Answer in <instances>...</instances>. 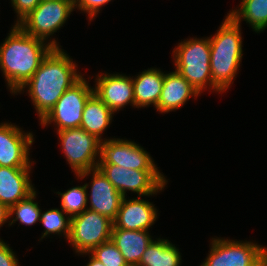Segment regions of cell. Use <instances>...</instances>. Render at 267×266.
<instances>
[{"instance_id": "cell-30", "label": "cell", "mask_w": 267, "mask_h": 266, "mask_svg": "<svg viewBox=\"0 0 267 266\" xmlns=\"http://www.w3.org/2000/svg\"><path fill=\"white\" fill-rule=\"evenodd\" d=\"M10 218V208L0 202V227Z\"/></svg>"}, {"instance_id": "cell-14", "label": "cell", "mask_w": 267, "mask_h": 266, "mask_svg": "<svg viewBox=\"0 0 267 266\" xmlns=\"http://www.w3.org/2000/svg\"><path fill=\"white\" fill-rule=\"evenodd\" d=\"M94 94L114 113L125 105L134 107V89L131 76L122 74L97 75Z\"/></svg>"}, {"instance_id": "cell-11", "label": "cell", "mask_w": 267, "mask_h": 266, "mask_svg": "<svg viewBox=\"0 0 267 266\" xmlns=\"http://www.w3.org/2000/svg\"><path fill=\"white\" fill-rule=\"evenodd\" d=\"M98 164H114L134 170H158L150 154L139 144L123 139H105L101 142Z\"/></svg>"}, {"instance_id": "cell-8", "label": "cell", "mask_w": 267, "mask_h": 266, "mask_svg": "<svg viewBox=\"0 0 267 266\" xmlns=\"http://www.w3.org/2000/svg\"><path fill=\"white\" fill-rule=\"evenodd\" d=\"M93 93V88L82 76L63 93L40 124L46 126L55 122L57 131L80 127L85 104Z\"/></svg>"}, {"instance_id": "cell-29", "label": "cell", "mask_w": 267, "mask_h": 266, "mask_svg": "<svg viewBox=\"0 0 267 266\" xmlns=\"http://www.w3.org/2000/svg\"><path fill=\"white\" fill-rule=\"evenodd\" d=\"M0 266H19L18 259L12 249L0 239Z\"/></svg>"}, {"instance_id": "cell-26", "label": "cell", "mask_w": 267, "mask_h": 266, "mask_svg": "<svg viewBox=\"0 0 267 266\" xmlns=\"http://www.w3.org/2000/svg\"><path fill=\"white\" fill-rule=\"evenodd\" d=\"M90 254L98 259L104 266H128L121 251L111 240L95 247Z\"/></svg>"}, {"instance_id": "cell-28", "label": "cell", "mask_w": 267, "mask_h": 266, "mask_svg": "<svg viewBox=\"0 0 267 266\" xmlns=\"http://www.w3.org/2000/svg\"><path fill=\"white\" fill-rule=\"evenodd\" d=\"M42 0H11L12 6L17 15L15 25H18L25 17H27Z\"/></svg>"}, {"instance_id": "cell-18", "label": "cell", "mask_w": 267, "mask_h": 266, "mask_svg": "<svg viewBox=\"0 0 267 266\" xmlns=\"http://www.w3.org/2000/svg\"><path fill=\"white\" fill-rule=\"evenodd\" d=\"M152 240L148 231L112 228L111 241L121 251L128 266H138Z\"/></svg>"}, {"instance_id": "cell-13", "label": "cell", "mask_w": 267, "mask_h": 266, "mask_svg": "<svg viewBox=\"0 0 267 266\" xmlns=\"http://www.w3.org/2000/svg\"><path fill=\"white\" fill-rule=\"evenodd\" d=\"M91 172L90 206L87 209L107 216L113 221L117 216L123 196L98 167L82 172L76 176L78 179H83L91 174Z\"/></svg>"}, {"instance_id": "cell-7", "label": "cell", "mask_w": 267, "mask_h": 266, "mask_svg": "<svg viewBox=\"0 0 267 266\" xmlns=\"http://www.w3.org/2000/svg\"><path fill=\"white\" fill-rule=\"evenodd\" d=\"M68 164L76 175L98 167L101 141L83 128L57 131ZM96 160V161H95Z\"/></svg>"}, {"instance_id": "cell-25", "label": "cell", "mask_w": 267, "mask_h": 266, "mask_svg": "<svg viewBox=\"0 0 267 266\" xmlns=\"http://www.w3.org/2000/svg\"><path fill=\"white\" fill-rule=\"evenodd\" d=\"M36 193L34 191L27 198L20 200L10 208V216L13 217L15 215L16 217H13V220L8 225L11 226L16 221H19L24 225L31 226L40 221L41 209L38 203L34 201Z\"/></svg>"}, {"instance_id": "cell-16", "label": "cell", "mask_w": 267, "mask_h": 266, "mask_svg": "<svg viewBox=\"0 0 267 266\" xmlns=\"http://www.w3.org/2000/svg\"><path fill=\"white\" fill-rule=\"evenodd\" d=\"M31 168L0 166V202L11 208L35 191L30 180Z\"/></svg>"}, {"instance_id": "cell-32", "label": "cell", "mask_w": 267, "mask_h": 266, "mask_svg": "<svg viewBox=\"0 0 267 266\" xmlns=\"http://www.w3.org/2000/svg\"><path fill=\"white\" fill-rule=\"evenodd\" d=\"M258 266H267V257Z\"/></svg>"}, {"instance_id": "cell-23", "label": "cell", "mask_w": 267, "mask_h": 266, "mask_svg": "<svg viewBox=\"0 0 267 266\" xmlns=\"http://www.w3.org/2000/svg\"><path fill=\"white\" fill-rule=\"evenodd\" d=\"M88 186L89 184H84L83 186H76L68 189L66 192H56L61 196V209L69 215V217H73L75 215L81 214L88 207Z\"/></svg>"}, {"instance_id": "cell-20", "label": "cell", "mask_w": 267, "mask_h": 266, "mask_svg": "<svg viewBox=\"0 0 267 266\" xmlns=\"http://www.w3.org/2000/svg\"><path fill=\"white\" fill-rule=\"evenodd\" d=\"M114 112L94 93L88 98L80 127L101 142V135L110 125Z\"/></svg>"}, {"instance_id": "cell-12", "label": "cell", "mask_w": 267, "mask_h": 266, "mask_svg": "<svg viewBox=\"0 0 267 266\" xmlns=\"http://www.w3.org/2000/svg\"><path fill=\"white\" fill-rule=\"evenodd\" d=\"M34 142L31 132L24 133L18 126L0 123V166L32 168L29 147Z\"/></svg>"}, {"instance_id": "cell-27", "label": "cell", "mask_w": 267, "mask_h": 266, "mask_svg": "<svg viewBox=\"0 0 267 266\" xmlns=\"http://www.w3.org/2000/svg\"><path fill=\"white\" fill-rule=\"evenodd\" d=\"M111 0H73L74 8L87 13L90 21L99 13L101 7Z\"/></svg>"}, {"instance_id": "cell-15", "label": "cell", "mask_w": 267, "mask_h": 266, "mask_svg": "<svg viewBox=\"0 0 267 266\" xmlns=\"http://www.w3.org/2000/svg\"><path fill=\"white\" fill-rule=\"evenodd\" d=\"M123 197L116 218L113 220V228L134 231H148L157 219V209L144 199L135 197L126 200Z\"/></svg>"}, {"instance_id": "cell-4", "label": "cell", "mask_w": 267, "mask_h": 266, "mask_svg": "<svg viewBox=\"0 0 267 266\" xmlns=\"http://www.w3.org/2000/svg\"><path fill=\"white\" fill-rule=\"evenodd\" d=\"M176 71L201 94L209 86L221 92L212 81L211 49L209 38H190L179 43L173 50Z\"/></svg>"}, {"instance_id": "cell-10", "label": "cell", "mask_w": 267, "mask_h": 266, "mask_svg": "<svg viewBox=\"0 0 267 266\" xmlns=\"http://www.w3.org/2000/svg\"><path fill=\"white\" fill-rule=\"evenodd\" d=\"M73 9V0H42L18 26L26 34L46 41L66 23Z\"/></svg>"}, {"instance_id": "cell-2", "label": "cell", "mask_w": 267, "mask_h": 266, "mask_svg": "<svg viewBox=\"0 0 267 266\" xmlns=\"http://www.w3.org/2000/svg\"><path fill=\"white\" fill-rule=\"evenodd\" d=\"M61 48H53L43 59L38 70L17 92L28 87V93L41 121L54 107L63 93L75 84L82 74L77 64Z\"/></svg>"}, {"instance_id": "cell-6", "label": "cell", "mask_w": 267, "mask_h": 266, "mask_svg": "<svg viewBox=\"0 0 267 266\" xmlns=\"http://www.w3.org/2000/svg\"><path fill=\"white\" fill-rule=\"evenodd\" d=\"M98 168L123 197L127 196V190L139 197L154 195L168 182L159 170H134L114 164H98Z\"/></svg>"}, {"instance_id": "cell-17", "label": "cell", "mask_w": 267, "mask_h": 266, "mask_svg": "<svg viewBox=\"0 0 267 266\" xmlns=\"http://www.w3.org/2000/svg\"><path fill=\"white\" fill-rule=\"evenodd\" d=\"M199 95L194 87L176 70L165 73L161 96L156 109L158 112L168 113L182 107L190 97Z\"/></svg>"}, {"instance_id": "cell-21", "label": "cell", "mask_w": 267, "mask_h": 266, "mask_svg": "<svg viewBox=\"0 0 267 266\" xmlns=\"http://www.w3.org/2000/svg\"><path fill=\"white\" fill-rule=\"evenodd\" d=\"M179 249L167 239L158 238L147 246L138 266H180Z\"/></svg>"}, {"instance_id": "cell-5", "label": "cell", "mask_w": 267, "mask_h": 266, "mask_svg": "<svg viewBox=\"0 0 267 266\" xmlns=\"http://www.w3.org/2000/svg\"><path fill=\"white\" fill-rule=\"evenodd\" d=\"M113 221L98 212L86 209L71 217L68 241L81 255L89 254L95 247L111 240Z\"/></svg>"}, {"instance_id": "cell-9", "label": "cell", "mask_w": 267, "mask_h": 266, "mask_svg": "<svg viewBox=\"0 0 267 266\" xmlns=\"http://www.w3.org/2000/svg\"><path fill=\"white\" fill-rule=\"evenodd\" d=\"M208 257L200 266H258L267 257V248L249 241L211 240Z\"/></svg>"}, {"instance_id": "cell-22", "label": "cell", "mask_w": 267, "mask_h": 266, "mask_svg": "<svg viewBox=\"0 0 267 266\" xmlns=\"http://www.w3.org/2000/svg\"><path fill=\"white\" fill-rule=\"evenodd\" d=\"M228 15L238 24L244 19L259 33L267 28V0H242L240 7Z\"/></svg>"}, {"instance_id": "cell-3", "label": "cell", "mask_w": 267, "mask_h": 266, "mask_svg": "<svg viewBox=\"0 0 267 266\" xmlns=\"http://www.w3.org/2000/svg\"><path fill=\"white\" fill-rule=\"evenodd\" d=\"M225 17L217 33L209 37L212 81L222 93L233 83L243 57L241 26Z\"/></svg>"}, {"instance_id": "cell-24", "label": "cell", "mask_w": 267, "mask_h": 266, "mask_svg": "<svg viewBox=\"0 0 267 266\" xmlns=\"http://www.w3.org/2000/svg\"><path fill=\"white\" fill-rule=\"evenodd\" d=\"M66 216V217H65ZM61 209H49L46 212L40 213V221L45 227V231L41 237L43 239L50 234H62L66 237V240L69 238L70 234V220L71 218Z\"/></svg>"}, {"instance_id": "cell-31", "label": "cell", "mask_w": 267, "mask_h": 266, "mask_svg": "<svg viewBox=\"0 0 267 266\" xmlns=\"http://www.w3.org/2000/svg\"><path fill=\"white\" fill-rule=\"evenodd\" d=\"M90 261L86 266H104L98 259H96L92 254L89 257Z\"/></svg>"}, {"instance_id": "cell-1", "label": "cell", "mask_w": 267, "mask_h": 266, "mask_svg": "<svg viewBox=\"0 0 267 266\" xmlns=\"http://www.w3.org/2000/svg\"><path fill=\"white\" fill-rule=\"evenodd\" d=\"M55 39L44 40L26 34L14 25L8 37L0 45V69L7 81L10 92H17L38 70L43 59L53 48H59Z\"/></svg>"}, {"instance_id": "cell-19", "label": "cell", "mask_w": 267, "mask_h": 266, "mask_svg": "<svg viewBox=\"0 0 267 266\" xmlns=\"http://www.w3.org/2000/svg\"><path fill=\"white\" fill-rule=\"evenodd\" d=\"M164 77L165 74L157 68H148L134 79L132 77L134 107H149L153 104L156 108L161 96Z\"/></svg>"}]
</instances>
